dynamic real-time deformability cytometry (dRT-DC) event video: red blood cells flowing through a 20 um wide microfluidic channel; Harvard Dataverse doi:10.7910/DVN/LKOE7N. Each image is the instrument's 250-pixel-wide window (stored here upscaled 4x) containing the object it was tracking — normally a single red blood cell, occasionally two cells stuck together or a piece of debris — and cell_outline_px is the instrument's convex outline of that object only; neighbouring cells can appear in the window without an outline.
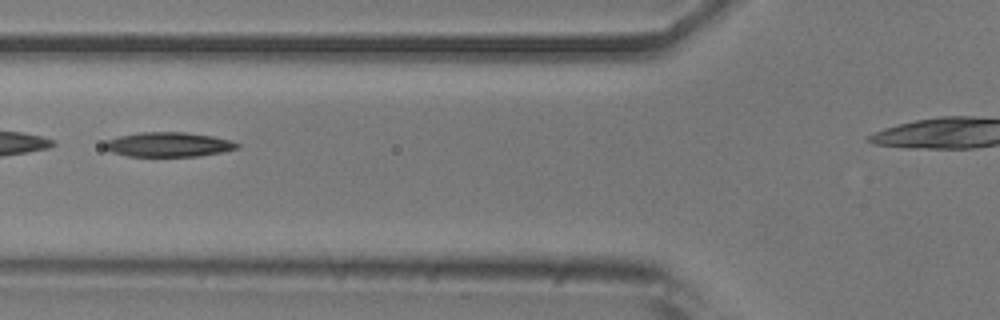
{"species": "common noctule bat (a hibernating species)", "species_latin": "Nyctalus noctula", "temperature_condition": "room temperature", "stored_images_in_passage": 37, "camera_frame_rate_fps": 3000, "um_per_image_px": 0.085, "animal": {"sex": "male", "body_mass_g": 20.5, "forearm_length_mm": 52.5}, "frame": {"image": 1, "passage_image": 11, "time_ms": 3.333, "image_size_px": [1000, 320], "cell_outline_px": [[240, 148], [224, 152], [200, 156], [128, 156], [112, 152], [104, 148], [100, 144], [104, 140], [136, 132], [184, 132], [212, 136], [232, 140], [240, 144]], "centroid_in_image_um": [14.31, 12.28], "position_along_channel_um": 111.5, "area_um2": 19.31}}
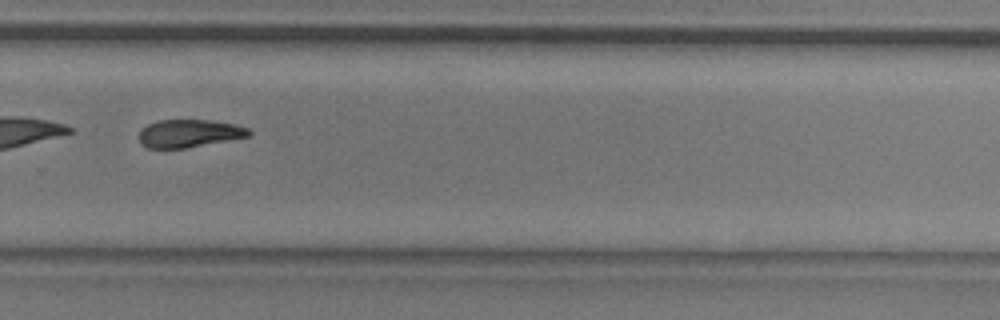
{"frame": {"image": 2, "passage_image": 27, "time_ms": 8.667, "image_size_px": [1000, 320], "cell_outline_px": [[252, 136], [184, 148], [148, 148], [140, 144], [140, 132], [148, 124], [160, 120], [208, 120], [236, 124], [248, 128], [252, 132]], "centroid_in_image_um": [16.12, 11.34], "position_along_channel_um": 313.7, "area_um2": 17.74}}